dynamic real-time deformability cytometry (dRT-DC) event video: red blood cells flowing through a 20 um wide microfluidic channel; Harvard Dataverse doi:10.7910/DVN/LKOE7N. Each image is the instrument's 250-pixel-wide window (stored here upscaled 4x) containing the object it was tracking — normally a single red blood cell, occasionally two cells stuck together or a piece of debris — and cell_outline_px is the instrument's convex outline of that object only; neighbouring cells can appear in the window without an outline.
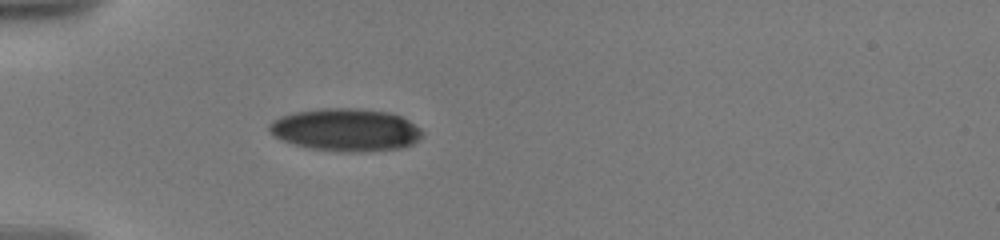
{"species": "human", "species_latin": "Homo sapiens", "temperature_condition": "warm", "stored_images_in_passage": 46, "camera_frame_rate_fps": 3000, "um_per_image_px": 0.085, "donor": {"sex": "male"}, "frame": {"image": 1, "passage_image": 1, "time_ms": 0.0, "image_size_px": [1000, 240], "cell_outline_px": [[424, 136], [420, 140], [404, 148], [368, 152], [340, 152], [308, 148], [284, 140], [276, 136], [268, 128], [268, 124], [272, 120], [280, 116], [296, 112], [320, 108], [360, 108], [388, 112], [400, 116], [408, 120], [420, 128]], "centroid_in_image_um": [29.44, 11.04], "position_along_channel_um": 55.6, "area_um2": 38.32}}
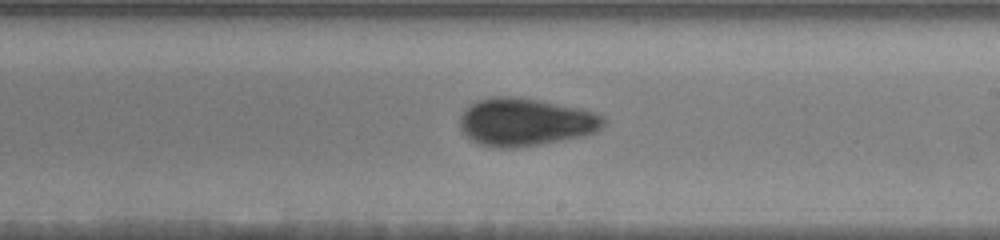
{"frame": {"image": 2, "passage_image": 18, "time_ms": 5.667, "image_size_px": [1000, 240], "cell_outline_px": [[604, 128], [596, 132], [584, 136], [540, 144], [516, 148], [492, 148], [480, 144], [472, 140], [460, 128], [460, 116], [464, 108], [476, 100], [492, 96], [520, 96], [580, 108], [596, 112], [604, 116]], "centroid_in_image_um": [44.66, 10.36], "position_along_channel_um": 244.3, "area_um2": 40.58}}
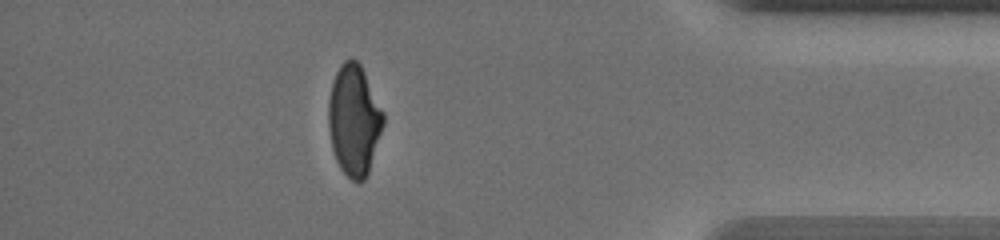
{"frame": {"image": 3, "passage_image": 38, "time_ms": 11.0, "image_size_px": [1000, 240], "cell_outline_px": [[384, 124], [368, 172], [364, 180], [352, 180], [340, 168], [336, 160], [332, 148], [328, 124], [328, 104], [332, 84], [336, 72], [340, 64], [344, 60], [356, 60], [360, 64], [384, 112]], "centroid_in_image_um": [30.09, 10.2], "position_along_channel_um": 405.1, "area_um2": 35.03}, "authors_computed_cell_mechanics": {"area_um2": 37.4255, "velocity_mm_per_s": 3.5932, "shape_relaxation_time_tau1_ms": 5.8859, "shape_relaxation_time_tau2_ms": 1.3113, "deformation_change_tau1": 0.1819, "deformation_change_tau2": 0.0558}}